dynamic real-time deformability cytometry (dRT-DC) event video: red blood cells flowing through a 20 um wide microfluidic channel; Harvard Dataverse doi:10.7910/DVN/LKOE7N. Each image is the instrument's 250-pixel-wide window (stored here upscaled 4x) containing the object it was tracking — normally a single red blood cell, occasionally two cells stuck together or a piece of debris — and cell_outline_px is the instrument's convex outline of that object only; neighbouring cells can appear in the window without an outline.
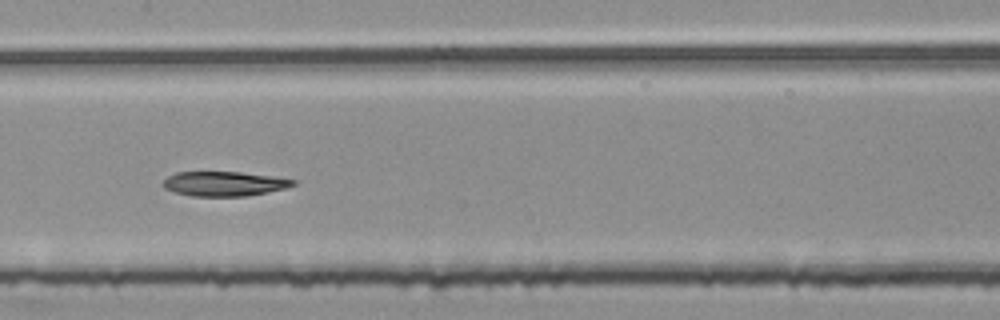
{"species": "common noctule bat (a hibernating species)", "species_latin": "Nyctalus noctula", "temperature_condition": "room temperature", "stored_images_in_passage": 53, "segment_of_instrument_passage": [2, 2], "camera_frame_rate_fps": 3000, "um_per_image_px": 0.085, "animal": {"sex": "female", "body_mass_g": 25.1}, "frame": {"image": 1, "passage_image": 27, "time_ms": 8.667, "image_size_px": [1000, 320], "cell_outline_px": [[296, 184], [284, 188], [268, 192], [244, 196], [192, 196], [172, 192], [164, 188], [164, 180], [168, 176], [176, 172], [240, 172], [296, 180]], "centroid_in_image_um": [19.01, 15.62], "position_along_channel_um": 188.4, "area_um2": 18.44}}
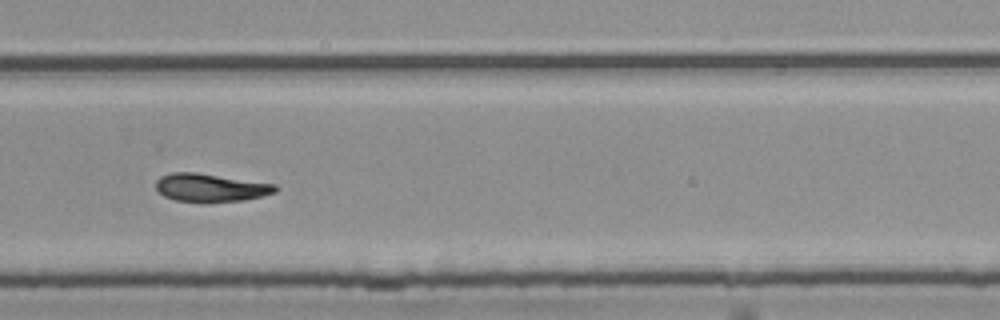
{"frame": {"image": 2, "passage_image": 37, "time_ms": 12.0, "image_size_px": [1000, 320], "cell_outline_px": [[280, 188], [276, 192], [244, 200], [204, 204], [176, 200], [164, 196], [156, 188], [156, 180], [160, 176], [172, 172], [196, 172], [276, 184]], "centroid_in_image_um": [17.9, 15.97], "position_along_channel_um": 311.9, "area_um2": 20.0}}
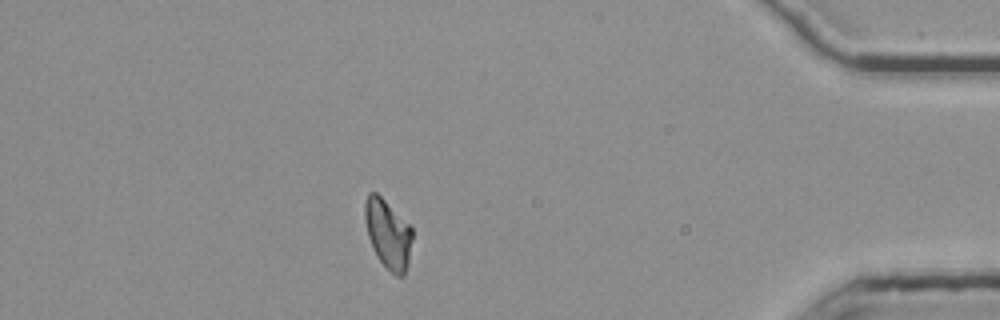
{"frame": {"image": 3, "passage_image": 48, "time_ms": 15.667, "image_size_px": [1000, 320], "cell_outline_px": [[412, 240], [408, 264], [404, 276], [396, 276], [376, 256], [368, 236], [364, 220], [364, 200], [368, 192], [376, 192], [412, 228]], "centroid_in_image_um": [32.96, 19.88], "position_along_channel_um": 402.2, "area_um2": 18.9}}